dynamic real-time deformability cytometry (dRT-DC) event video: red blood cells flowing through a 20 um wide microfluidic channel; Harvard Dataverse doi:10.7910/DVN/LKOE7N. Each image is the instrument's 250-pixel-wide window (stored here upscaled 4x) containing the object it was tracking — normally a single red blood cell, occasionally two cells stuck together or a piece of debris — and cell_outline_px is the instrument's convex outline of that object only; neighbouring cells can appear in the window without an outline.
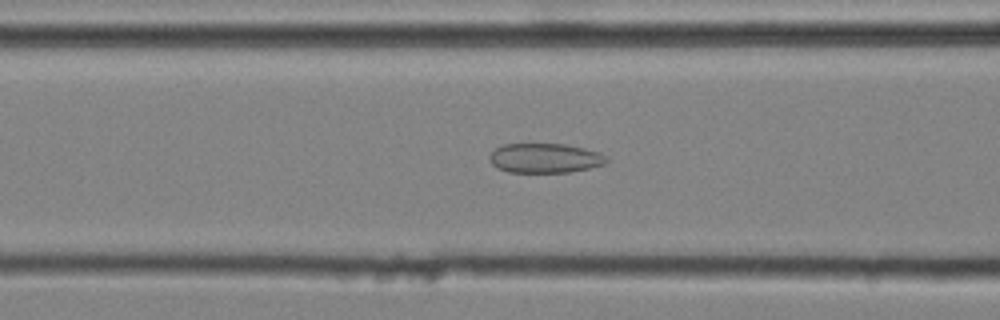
{"species": "common noctule bat (a hibernating species)", "species_latin": "Nyctalus noctula", "temperature_condition": "cold", "stored_images_in_passage": 45, "camera_frame_rate_fps": 3000, "um_per_image_px": 0.085, "animal": {"sex": "male", "body_mass_g": 20.4}, "frame": {"image": 1, "passage_image": 18, "time_ms": 5.667, "image_size_px": [1000, 320], "cell_outline_px": [[608, 160], [604, 164], [588, 168], [568, 172], [508, 172], [496, 168], [492, 164], [488, 156], [496, 148], [504, 144], [564, 144], [584, 148], [600, 152]], "centroid_in_image_um": [46.29, 13.44], "position_along_channel_um": 120.3, "area_um2": 20.06}}
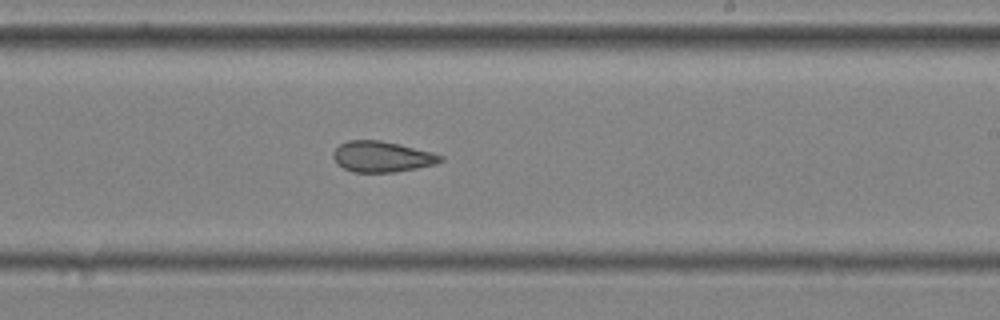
{"frame": {"image": 2, "passage_image": 28, "time_ms": 9.0, "image_size_px": [1000, 320], "cell_outline_px": [[444, 160], [436, 164], [416, 168], [392, 172], [352, 172], [336, 164], [332, 156], [332, 152], [340, 144], [348, 140], [380, 140], [400, 144], [432, 152], [444, 156]], "centroid_in_image_um": [32.45, 13.31], "position_along_channel_um": 256.5, "area_um2": 19.36}}
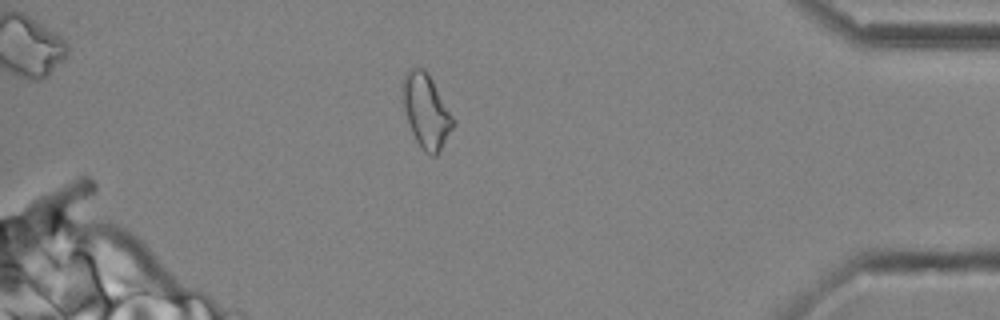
{"frame": {"image": 3, "passage_image": 41, "time_ms": 13.333, "image_size_px": [1000, 320], "cell_outline_px": [[452, 128], [436, 156], [432, 156], [424, 152], [420, 148], [408, 124], [400, 96], [400, 88], [404, 76], [408, 68], [424, 68], [428, 72], [452, 116]], "centroid_in_image_um": [36.15, 9.4], "position_along_channel_um": 399.1, "area_um2": 21.68}, "authors_computed_cell_mechanics": {"area_um2": 20.519, "velocity_mm_per_s": 4.0941, "shape_relaxation_time_tau1_ms": null, "shape_relaxation_time_tau2_ms": 2.3942, "deformation_change_tau1": null, "deformation_change_tau2": 0.0984}}